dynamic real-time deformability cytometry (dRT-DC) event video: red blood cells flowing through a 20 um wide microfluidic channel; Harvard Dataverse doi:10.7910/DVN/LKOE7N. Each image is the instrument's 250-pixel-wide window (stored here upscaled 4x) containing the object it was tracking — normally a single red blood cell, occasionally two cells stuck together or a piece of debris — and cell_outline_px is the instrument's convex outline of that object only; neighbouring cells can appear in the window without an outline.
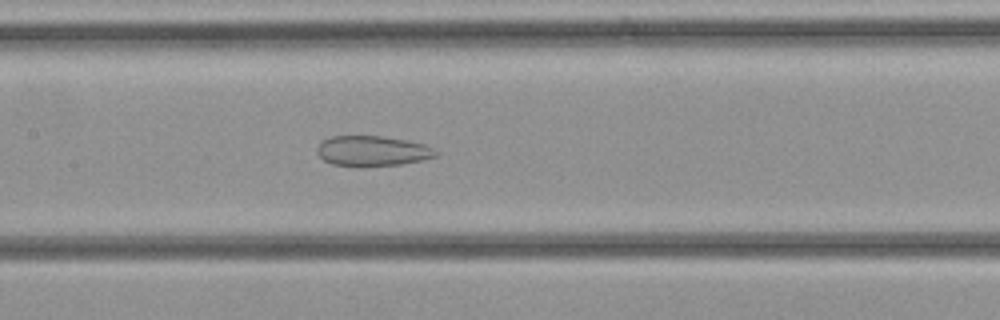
{"species": "common noctule bat (a hibernating species)", "species_latin": "Nyctalus noctula", "temperature_condition": "cold", "stored_images_in_passage": 28, "camera_frame_rate_fps": 3000, "um_per_image_px": 0.085, "animal": {"sex": "female", "body_mass_g": 21.9}, "frame": {"image": 1, "passage_image": 10, "time_ms": 3.0, "image_size_px": [1000, 320], "cell_outline_px": [[440, 152], [436, 156], [420, 160], [400, 164], [364, 168], [356, 168], [332, 164], [324, 160], [316, 152], [316, 148], [324, 140], [332, 136], [380, 136], [408, 140], [424, 144]], "centroid_in_image_um": [31.64, 12.86], "position_along_channel_um": 175.8, "area_um2": 21.27}}
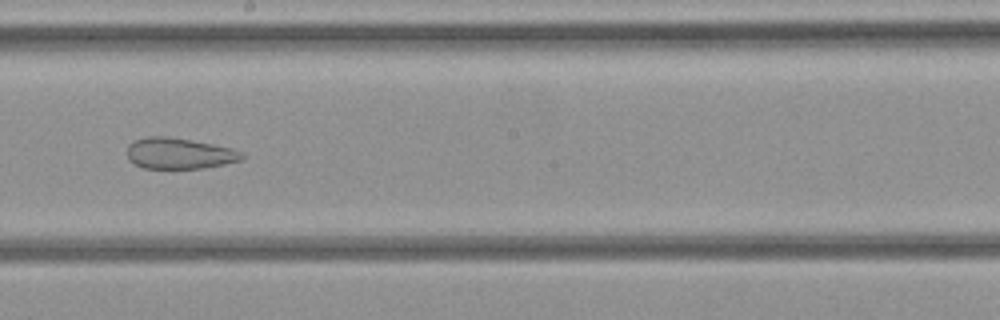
{"frame": {"image": 2, "passage_image": 13, "time_ms": 4.0, "image_size_px": [1000, 320], "cell_outline_px": [[244, 156], [240, 160], [224, 164], [204, 168], [144, 168], [128, 160], [128, 144], [132, 140], [148, 136], [164, 136], [212, 144], [232, 148], [244, 152]], "centroid_in_image_um": [15.22, 13.04], "position_along_channel_um": 233.0, "area_um2": 20.63}}
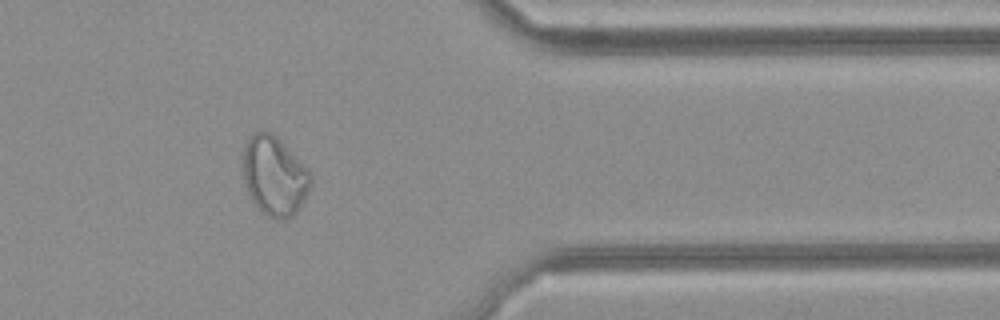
{"frame": {"image": 3, "passage_image": 22, "time_ms": 7.0, "image_size_px": [1000, 320], "cell_outline_px": [[312, 184], [304, 200], [296, 212], [292, 216], [284, 220], [276, 220], [268, 216], [252, 200], [248, 192], [240, 168], [244, 144], [256, 132], [272, 132], [312, 172]], "centroid_in_image_um": [23.32, 14.95], "position_along_channel_um": 388.1, "area_um2": 31.56}}